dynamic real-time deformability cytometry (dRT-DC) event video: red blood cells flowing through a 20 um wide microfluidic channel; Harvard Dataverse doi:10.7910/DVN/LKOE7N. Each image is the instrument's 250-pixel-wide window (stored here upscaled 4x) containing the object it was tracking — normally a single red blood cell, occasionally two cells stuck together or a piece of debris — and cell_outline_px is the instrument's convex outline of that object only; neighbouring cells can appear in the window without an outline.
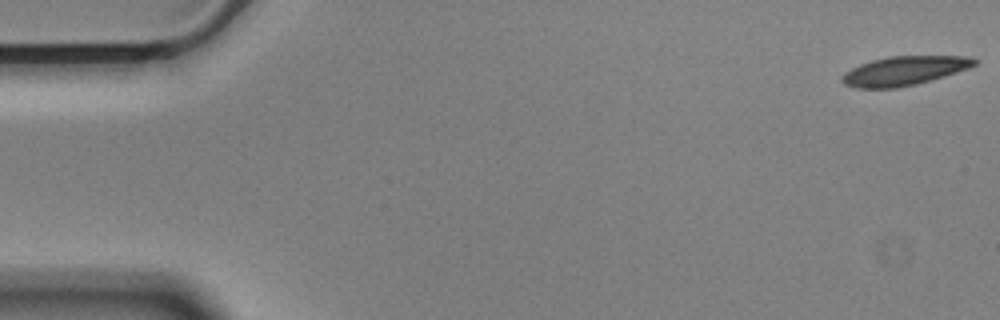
{"species": "Egyptian fruit bat (a non-hibernating species)", "species_latin": "Rousettus aegyptiacus", "temperature_condition": "cold", "stored_images_in_passage": 11, "camera_frame_rate_fps": 3000, "um_per_image_px": 0.085, "animal": {"sex": "male"}, "frame": {"image": 1, "passage_image": 1, "time_ms": 0.0, "image_size_px": [1000, 320], "cell_outline_px": [[976, 64], [968, 68], [944, 76], [916, 84], [896, 88], [856, 88], [844, 84], [840, 80], [840, 76], [844, 72], [860, 64], [872, 60], [888, 56], [968, 56], [976, 60]], "centroid_in_image_um": [76.8, 6.02], "position_along_channel_um": 8.2, "area_um2": 22.37}}